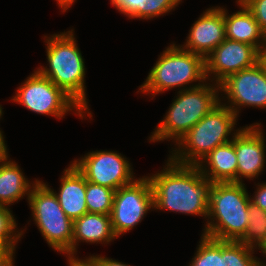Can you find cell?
<instances>
[{"mask_svg":"<svg viewBox=\"0 0 266 266\" xmlns=\"http://www.w3.org/2000/svg\"><path fill=\"white\" fill-rule=\"evenodd\" d=\"M84 259L91 265V266H131L124 262H120L116 259H112L109 257L101 256V255H89L88 257H84Z\"/></svg>","mask_w":266,"mask_h":266,"instance_id":"obj_28","label":"cell"},{"mask_svg":"<svg viewBox=\"0 0 266 266\" xmlns=\"http://www.w3.org/2000/svg\"><path fill=\"white\" fill-rule=\"evenodd\" d=\"M15 216L10 210V207L0 205V247L13 248L23 238L24 228L20 230L17 228Z\"/></svg>","mask_w":266,"mask_h":266,"instance_id":"obj_23","label":"cell"},{"mask_svg":"<svg viewBox=\"0 0 266 266\" xmlns=\"http://www.w3.org/2000/svg\"><path fill=\"white\" fill-rule=\"evenodd\" d=\"M153 190L154 210L208 216L210 190L213 182L197 165H182L169 157L163 170L147 176Z\"/></svg>","mask_w":266,"mask_h":266,"instance_id":"obj_1","label":"cell"},{"mask_svg":"<svg viewBox=\"0 0 266 266\" xmlns=\"http://www.w3.org/2000/svg\"><path fill=\"white\" fill-rule=\"evenodd\" d=\"M250 197L244 183H213L202 234L223 241H239L248 228Z\"/></svg>","mask_w":266,"mask_h":266,"instance_id":"obj_4","label":"cell"},{"mask_svg":"<svg viewBox=\"0 0 266 266\" xmlns=\"http://www.w3.org/2000/svg\"><path fill=\"white\" fill-rule=\"evenodd\" d=\"M27 202L32 213L31 219L46 243L54 251L65 254L68 260L72 259L73 220L62 210L51 186L37 180Z\"/></svg>","mask_w":266,"mask_h":266,"instance_id":"obj_7","label":"cell"},{"mask_svg":"<svg viewBox=\"0 0 266 266\" xmlns=\"http://www.w3.org/2000/svg\"><path fill=\"white\" fill-rule=\"evenodd\" d=\"M115 191L108 187L86 181L85 200L88 213H101L110 215Z\"/></svg>","mask_w":266,"mask_h":266,"instance_id":"obj_21","label":"cell"},{"mask_svg":"<svg viewBox=\"0 0 266 266\" xmlns=\"http://www.w3.org/2000/svg\"><path fill=\"white\" fill-rule=\"evenodd\" d=\"M219 87L220 102L238 117L245 106L266 109V73L259 63L228 76Z\"/></svg>","mask_w":266,"mask_h":266,"instance_id":"obj_11","label":"cell"},{"mask_svg":"<svg viewBox=\"0 0 266 266\" xmlns=\"http://www.w3.org/2000/svg\"><path fill=\"white\" fill-rule=\"evenodd\" d=\"M186 38L179 46L206 58L226 39L223 7L207 8L192 24Z\"/></svg>","mask_w":266,"mask_h":266,"instance_id":"obj_14","label":"cell"},{"mask_svg":"<svg viewBox=\"0 0 266 266\" xmlns=\"http://www.w3.org/2000/svg\"><path fill=\"white\" fill-rule=\"evenodd\" d=\"M70 30L43 36L48 66L40 65L36 70L63 89L92 119L85 85V61L78 47L74 28Z\"/></svg>","mask_w":266,"mask_h":266,"instance_id":"obj_2","label":"cell"},{"mask_svg":"<svg viewBox=\"0 0 266 266\" xmlns=\"http://www.w3.org/2000/svg\"><path fill=\"white\" fill-rule=\"evenodd\" d=\"M258 50L247 43L225 39L206 58V78L220 84L228 76L258 63Z\"/></svg>","mask_w":266,"mask_h":266,"instance_id":"obj_12","label":"cell"},{"mask_svg":"<svg viewBox=\"0 0 266 266\" xmlns=\"http://www.w3.org/2000/svg\"><path fill=\"white\" fill-rule=\"evenodd\" d=\"M16 247L0 248V266H14Z\"/></svg>","mask_w":266,"mask_h":266,"instance_id":"obj_30","label":"cell"},{"mask_svg":"<svg viewBox=\"0 0 266 266\" xmlns=\"http://www.w3.org/2000/svg\"><path fill=\"white\" fill-rule=\"evenodd\" d=\"M3 107H2V105L0 104V120H1V118H2V116H3V114H4V112H3Z\"/></svg>","mask_w":266,"mask_h":266,"instance_id":"obj_36","label":"cell"},{"mask_svg":"<svg viewBox=\"0 0 266 266\" xmlns=\"http://www.w3.org/2000/svg\"><path fill=\"white\" fill-rule=\"evenodd\" d=\"M197 166L203 176L213 183H237L235 136L231 142L212 150Z\"/></svg>","mask_w":266,"mask_h":266,"instance_id":"obj_18","label":"cell"},{"mask_svg":"<svg viewBox=\"0 0 266 266\" xmlns=\"http://www.w3.org/2000/svg\"><path fill=\"white\" fill-rule=\"evenodd\" d=\"M251 11L260 29L266 35V0H241Z\"/></svg>","mask_w":266,"mask_h":266,"instance_id":"obj_27","label":"cell"},{"mask_svg":"<svg viewBox=\"0 0 266 266\" xmlns=\"http://www.w3.org/2000/svg\"><path fill=\"white\" fill-rule=\"evenodd\" d=\"M220 87L207 80L199 86L177 92L149 142L170 141L175 145L194 125L220 103Z\"/></svg>","mask_w":266,"mask_h":266,"instance_id":"obj_5","label":"cell"},{"mask_svg":"<svg viewBox=\"0 0 266 266\" xmlns=\"http://www.w3.org/2000/svg\"><path fill=\"white\" fill-rule=\"evenodd\" d=\"M266 138L261 123L246 125L235 135L237 183L259 177L266 164Z\"/></svg>","mask_w":266,"mask_h":266,"instance_id":"obj_13","label":"cell"},{"mask_svg":"<svg viewBox=\"0 0 266 266\" xmlns=\"http://www.w3.org/2000/svg\"><path fill=\"white\" fill-rule=\"evenodd\" d=\"M206 81L205 58L186 51L173 42L159 55L137 93L152 95L150 97L153 100L155 95L165 91L177 87V90L182 91L199 86Z\"/></svg>","mask_w":266,"mask_h":266,"instance_id":"obj_6","label":"cell"},{"mask_svg":"<svg viewBox=\"0 0 266 266\" xmlns=\"http://www.w3.org/2000/svg\"><path fill=\"white\" fill-rule=\"evenodd\" d=\"M71 162L85 176L86 181L113 190L131 184L136 179L128 158L117 151H90Z\"/></svg>","mask_w":266,"mask_h":266,"instance_id":"obj_10","label":"cell"},{"mask_svg":"<svg viewBox=\"0 0 266 266\" xmlns=\"http://www.w3.org/2000/svg\"><path fill=\"white\" fill-rule=\"evenodd\" d=\"M237 122L238 116L220 102L171 147L168 157L178 164L198 165L216 147L233 140L242 128Z\"/></svg>","mask_w":266,"mask_h":266,"instance_id":"obj_3","label":"cell"},{"mask_svg":"<svg viewBox=\"0 0 266 266\" xmlns=\"http://www.w3.org/2000/svg\"><path fill=\"white\" fill-rule=\"evenodd\" d=\"M57 4L59 5L58 7L62 10L61 12H67L68 9L73 5V3L76 2V0H56Z\"/></svg>","mask_w":266,"mask_h":266,"instance_id":"obj_33","label":"cell"},{"mask_svg":"<svg viewBox=\"0 0 266 266\" xmlns=\"http://www.w3.org/2000/svg\"><path fill=\"white\" fill-rule=\"evenodd\" d=\"M150 210L154 211L153 190L147 176L136 178L131 184L117 189L110 213L116 237L130 232Z\"/></svg>","mask_w":266,"mask_h":266,"instance_id":"obj_9","label":"cell"},{"mask_svg":"<svg viewBox=\"0 0 266 266\" xmlns=\"http://www.w3.org/2000/svg\"><path fill=\"white\" fill-rule=\"evenodd\" d=\"M236 4L240 10L232 14L223 6L226 39L250 44L259 51L266 45V35L244 3L236 0Z\"/></svg>","mask_w":266,"mask_h":266,"instance_id":"obj_17","label":"cell"},{"mask_svg":"<svg viewBox=\"0 0 266 266\" xmlns=\"http://www.w3.org/2000/svg\"><path fill=\"white\" fill-rule=\"evenodd\" d=\"M258 63L266 73V45L263 46L258 52Z\"/></svg>","mask_w":266,"mask_h":266,"instance_id":"obj_32","label":"cell"},{"mask_svg":"<svg viewBox=\"0 0 266 266\" xmlns=\"http://www.w3.org/2000/svg\"><path fill=\"white\" fill-rule=\"evenodd\" d=\"M68 266H91L85 259L67 260Z\"/></svg>","mask_w":266,"mask_h":266,"instance_id":"obj_34","label":"cell"},{"mask_svg":"<svg viewBox=\"0 0 266 266\" xmlns=\"http://www.w3.org/2000/svg\"><path fill=\"white\" fill-rule=\"evenodd\" d=\"M32 182L26 178L20 166L9 158L0 162V205L11 206L23 197L28 200L31 188L38 179Z\"/></svg>","mask_w":266,"mask_h":266,"instance_id":"obj_19","label":"cell"},{"mask_svg":"<svg viewBox=\"0 0 266 266\" xmlns=\"http://www.w3.org/2000/svg\"><path fill=\"white\" fill-rule=\"evenodd\" d=\"M256 190L253 195H250L251 202L261 208L263 211L266 210V182L257 183Z\"/></svg>","mask_w":266,"mask_h":266,"instance_id":"obj_29","label":"cell"},{"mask_svg":"<svg viewBox=\"0 0 266 266\" xmlns=\"http://www.w3.org/2000/svg\"><path fill=\"white\" fill-rule=\"evenodd\" d=\"M116 239L110 215L85 213L73 221L72 259H79L76 255L81 242L107 245Z\"/></svg>","mask_w":266,"mask_h":266,"instance_id":"obj_16","label":"cell"},{"mask_svg":"<svg viewBox=\"0 0 266 266\" xmlns=\"http://www.w3.org/2000/svg\"><path fill=\"white\" fill-rule=\"evenodd\" d=\"M248 215V228L239 242L257 248L266 238L265 211L250 201Z\"/></svg>","mask_w":266,"mask_h":266,"instance_id":"obj_22","label":"cell"},{"mask_svg":"<svg viewBox=\"0 0 266 266\" xmlns=\"http://www.w3.org/2000/svg\"><path fill=\"white\" fill-rule=\"evenodd\" d=\"M3 131L0 128V162L6 161L9 159V152L7 148V143H5V136L3 135Z\"/></svg>","mask_w":266,"mask_h":266,"instance_id":"obj_31","label":"cell"},{"mask_svg":"<svg viewBox=\"0 0 266 266\" xmlns=\"http://www.w3.org/2000/svg\"><path fill=\"white\" fill-rule=\"evenodd\" d=\"M11 100L24 106L29 111L40 115L62 119L74 112L81 120L89 117L88 113L63 89L57 87L49 78L34 70L15 91ZM87 115V116H86ZM86 116V118H85Z\"/></svg>","mask_w":266,"mask_h":266,"instance_id":"obj_8","label":"cell"},{"mask_svg":"<svg viewBox=\"0 0 266 266\" xmlns=\"http://www.w3.org/2000/svg\"><path fill=\"white\" fill-rule=\"evenodd\" d=\"M259 263L261 266H266V261L264 259L263 260L259 259Z\"/></svg>","mask_w":266,"mask_h":266,"instance_id":"obj_37","label":"cell"},{"mask_svg":"<svg viewBox=\"0 0 266 266\" xmlns=\"http://www.w3.org/2000/svg\"><path fill=\"white\" fill-rule=\"evenodd\" d=\"M189 266H220V240L201 234Z\"/></svg>","mask_w":266,"mask_h":266,"instance_id":"obj_24","label":"cell"},{"mask_svg":"<svg viewBox=\"0 0 266 266\" xmlns=\"http://www.w3.org/2000/svg\"><path fill=\"white\" fill-rule=\"evenodd\" d=\"M259 252L266 257V238L261 242V244L256 248Z\"/></svg>","mask_w":266,"mask_h":266,"instance_id":"obj_35","label":"cell"},{"mask_svg":"<svg viewBox=\"0 0 266 266\" xmlns=\"http://www.w3.org/2000/svg\"><path fill=\"white\" fill-rule=\"evenodd\" d=\"M112 6L119 11V13L128 17L129 19H139V7H142L143 0H110Z\"/></svg>","mask_w":266,"mask_h":266,"instance_id":"obj_26","label":"cell"},{"mask_svg":"<svg viewBox=\"0 0 266 266\" xmlns=\"http://www.w3.org/2000/svg\"><path fill=\"white\" fill-rule=\"evenodd\" d=\"M62 173L59 191L51 189L56 194L62 210L74 221L88 213L85 200L86 178L72 162Z\"/></svg>","mask_w":266,"mask_h":266,"instance_id":"obj_15","label":"cell"},{"mask_svg":"<svg viewBox=\"0 0 266 266\" xmlns=\"http://www.w3.org/2000/svg\"><path fill=\"white\" fill-rule=\"evenodd\" d=\"M255 249L239 241L220 240V266H261Z\"/></svg>","mask_w":266,"mask_h":266,"instance_id":"obj_20","label":"cell"},{"mask_svg":"<svg viewBox=\"0 0 266 266\" xmlns=\"http://www.w3.org/2000/svg\"><path fill=\"white\" fill-rule=\"evenodd\" d=\"M182 0H143L139 7V20H152L175 10Z\"/></svg>","mask_w":266,"mask_h":266,"instance_id":"obj_25","label":"cell"}]
</instances>
